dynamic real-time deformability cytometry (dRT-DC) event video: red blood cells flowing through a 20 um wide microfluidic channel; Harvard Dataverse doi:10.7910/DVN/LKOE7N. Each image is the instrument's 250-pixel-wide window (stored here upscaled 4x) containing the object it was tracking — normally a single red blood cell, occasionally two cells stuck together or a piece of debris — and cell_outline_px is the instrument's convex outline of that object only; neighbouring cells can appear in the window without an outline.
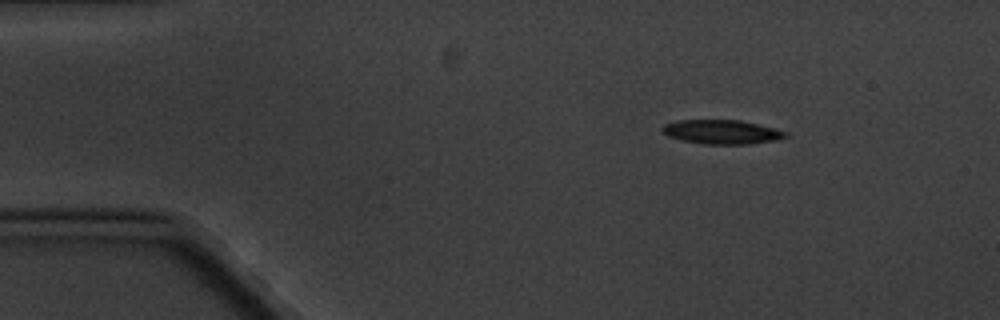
{"species": "common noctule bat (a hibernating species)", "species_latin": "Nyctalus noctula", "temperature_condition": "cold", "stored_images_in_passage": 4, "camera_frame_rate_fps": 3000, "um_per_image_px": 0.085, "animal": {"sex": "male", "body_mass_g": 20.1, "forearm_length_mm": 53.5}, "frame": {"image": 1, "passage_image": 2, "time_ms": 1.333, "image_size_px": [1000, 320], "cell_outline_px": [[788, 136], [776, 140], [748, 144], [704, 144], [684, 140], [668, 136], [660, 128], [664, 124], [676, 120], [740, 120], [788, 132]], "centroid_in_image_um": [61.33, 11.21], "position_along_channel_um": 23.7, "area_um2": 17.17}}